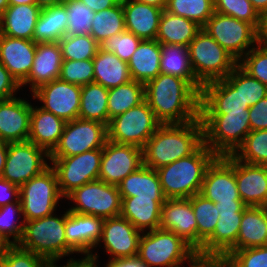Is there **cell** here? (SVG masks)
Returning a JSON list of instances; mask_svg holds the SVG:
<instances>
[{"instance_id": "cell-4", "label": "cell", "mask_w": 267, "mask_h": 267, "mask_svg": "<svg viewBox=\"0 0 267 267\" xmlns=\"http://www.w3.org/2000/svg\"><path fill=\"white\" fill-rule=\"evenodd\" d=\"M62 213V214H61ZM54 212L43 218L25 221L20 248L43 257L49 264L66 260V211Z\"/></svg>"}, {"instance_id": "cell-61", "label": "cell", "mask_w": 267, "mask_h": 267, "mask_svg": "<svg viewBox=\"0 0 267 267\" xmlns=\"http://www.w3.org/2000/svg\"><path fill=\"white\" fill-rule=\"evenodd\" d=\"M7 150H8V143L0 141V177L2 176L4 171Z\"/></svg>"}, {"instance_id": "cell-53", "label": "cell", "mask_w": 267, "mask_h": 267, "mask_svg": "<svg viewBox=\"0 0 267 267\" xmlns=\"http://www.w3.org/2000/svg\"><path fill=\"white\" fill-rule=\"evenodd\" d=\"M0 261L6 267H50V264L43 257L24 250L18 245H12Z\"/></svg>"}, {"instance_id": "cell-43", "label": "cell", "mask_w": 267, "mask_h": 267, "mask_svg": "<svg viewBox=\"0 0 267 267\" xmlns=\"http://www.w3.org/2000/svg\"><path fill=\"white\" fill-rule=\"evenodd\" d=\"M164 10L193 20L201 27L215 12L214 0H167Z\"/></svg>"}, {"instance_id": "cell-14", "label": "cell", "mask_w": 267, "mask_h": 267, "mask_svg": "<svg viewBox=\"0 0 267 267\" xmlns=\"http://www.w3.org/2000/svg\"><path fill=\"white\" fill-rule=\"evenodd\" d=\"M107 140V125L99 121L76 118L66 122L63 134L49 157H68L103 148Z\"/></svg>"}, {"instance_id": "cell-45", "label": "cell", "mask_w": 267, "mask_h": 267, "mask_svg": "<svg viewBox=\"0 0 267 267\" xmlns=\"http://www.w3.org/2000/svg\"><path fill=\"white\" fill-rule=\"evenodd\" d=\"M63 60H89L96 55L100 44L90 35H65L59 41Z\"/></svg>"}, {"instance_id": "cell-27", "label": "cell", "mask_w": 267, "mask_h": 267, "mask_svg": "<svg viewBox=\"0 0 267 267\" xmlns=\"http://www.w3.org/2000/svg\"><path fill=\"white\" fill-rule=\"evenodd\" d=\"M125 29L141 40H156L163 9L134 0H122Z\"/></svg>"}, {"instance_id": "cell-8", "label": "cell", "mask_w": 267, "mask_h": 267, "mask_svg": "<svg viewBox=\"0 0 267 267\" xmlns=\"http://www.w3.org/2000/svg\"><path fill=\"white\" fill-rule=\"evenodd\" d=\"M19 195L25 221L60 211L59 205L64 199L58 187L56 172L51 166L21 185Z\"/></svg>"}, {"instance_id": "cell-42", "label": "cell", "mask_w": 267, "mask_h": 267, "mask_svg": "<svg viewBox=\"0 0 267 267\" xmlns=\"http://www.w3.org/2000/svg\"><path fill=\"white\" fill-rule=\"evenodd\" d=\"M249 106L267 97V86L248 74L239 64L224 78Z\"/></svg>"}, {"instance_id": "cell-36", "label": "cell", "mask_w": 267, "mask_h": 267, "mask_svg": "<svg viewBox=\"0 0 267 267\" xmlns=\"http://www.w3.org/2000/svg\"><path fill=\"white\" fill-rule=\"evenodd\" d=\"M68 15L63 3L41 9L33 40L37 43L58 42L65 36Z\"/></svg>"}, {"instance_id": "cell-33", "label": "cell", "mask_w": 267, "mask_h": 267, "mask_svg": "<svg viewBox=\"0 0 267 267\" xmlns=\"http://www.w3.org/2000/svg\"><path fill=\"white\" fill-rule=\"evenodd\" d=\"M201 29L202 27L195 21L163 10L156 40L160 44H176L188 47Z\"/></svg>"}, {"instance_id": "cell-55", "label": "cell", "mask_w": 267, "mask_h": 267, "mask_svg": "<svg viewBox=\"0 0 267 267\" xmlns=\"http://www.w3.org/2000/svg\"><path fill=\"white\" fill-rule=\"evenodd\" d=\"M248 112L251 131L267 129V97L250 106Z\"/></svg>"}, {"instance_id": "cell-66", "label": "cell", "mask_w": 267, "mask_h": 267, "mask_svg": "<svg viewBox=\"0 0 267 267\" xmlns=\"http://www.w3.org/2000/svg\"><path fill=\"white\" fill-rule=\"evenodd\" d=\"M63 0H36V5L41 9L62 3Z\"/></svg>"}, {"instance_id": "cell-3", "label": "cell", "mask_w": 267, "mask_h": 267, "mask_svg": "<svg viewBox=\"0 0 267 267\" xmlns=\"http://www.w3.org/2000/svg\"><path fill=\"white\" fill-rule=\"evenodd\" d=\"M216 157L203 143L193 154L158 168L165 198H190L200 193L206 170Z\"/></svg>"}, {"instance_id": "cell-28", "label": "cell", "mask_w": 267, "mask_h": 267, "mask_svg": "<svg viewBox=\"0 0 267 267\" xmlns=\"http://www.w3.org/2000/svg\"><path fill=\"white\" fill-rule=\"evenodd\" d=\"M34 104V105H33ZM32 103L28 141L50 153L63 134L66 121Z\"/></svg>"}, {"instance_id": "cell-16", "label": "cell", "mask_w": 267, "mask_h": 267, "mask_svg": "<svg viewBox=\"0 0 267 267\" xmlns=\"http://www.w3.org/2000/svg\"><path fill=\"white\" fill-rule=\"evenodd\" d=\"M141 234L140 230L122 216L104 219L101 239L90 257L99 261V257L101 258L97 252L99 247L104 249V254L106 252L107 261L137 257Z\"/></svg>"}, {"instance_id": "cell-46", "label": "cell", "mask_w": 267, "mask_h": 267, "mask_svg": "<svg viewBox=\"0 0 267 267\" xmlns=\"http://www.w3.org/2000/svg\"><path fill=\"white\" fill-rule=\"evenodd\" d=\"M25 220L20 201L0 207V234L12 245H17L23 235Z\"/></svg>"}, {"instance_id": "cell-62", "label": "cell", "mask_w": 267, "mask_h": 267, "mask_svg": "<svg viewBox=\"0 0 267 267\" xmlns=\"http://www.w3.org/2000/svg\"><path fill=\"white\" fill-rule=\"evenodd\" d=\"M254 9L262 17L267 12V0H249Z\"/></svg>"}, {"instance_id": "cell-48", "label": "cell", "mask_w": 267, "mask_h": 267, "mask_svg": "<svg viewBox=\"0 0 267 267\" xmlns=\"http://www.w3.org/2000/svg\"><path fill=\"white\" fill-rule=\"evenodd\" d=\"M68 15L65 35L89 34L95 12L78 0H63Z\"/></svg>"}, {"instance_id": "cell-9", "label": "cell", "mask_w": 267, "mask_h": 267, "mask_svg": "<svg viewBox=\"0 0 267 267\" xmlns=\"http://www.w3.org/2000/svg\"><path fill=\"white\" fill-rule=\"evenodd\" d=\"M64 201L68 211L93 215L103 219L120 216L122 198L117 185L96 180L82 185L69 193ZM74 203V204H73ZM73 204V205H72Z\"/></svg>"}, {"instance_id": "cell-25", "label": "cell", "mask_w": 267, "mask_h": 267, "mask_svg": "<svg viewBox=\"0 0 267 267\" xmlns=\"http://www.w3.org/2000/svg\"><path fill=\"white\" fill-rule=\"evenodd\" d=\"M250 106L225 79L202 86L200 113H245Z\"/></svg>"}, {"instance_id": "cell-57", "label": "cell", "mask_w": 267, "mask_h": 267, "mask_svg": "<svg viewBox=\"0 0 267 267\" xmlns=\"http://www.w3.org/2000/svg\"><path fill=\"white\" fill-rule=\"evenodd\" d=\"M97 259L90 256H79L78 258L66 259L65 264H57V262L50 264V267H101Z\"/></svg>"}, {"instance_id": "cell-49", "label": "cell", "mask_w": 267, "mask_h": 267, "mask_svg": "<svg viewBox=\"0 0 267 267\" xmlns=\"http://www.w3.org/2000/svg\"><path fill=\"white\" fill-rule=\"evenodd\" d=\"M59 79L80 86L94 82V65L89 60H63Z\"/></svg>"}, {"instance_id": "cell-71", "label": "cell", "mask_w": 267, "mask_h": 267, "mask_svg": "<svg viewBox=\"0 0 267 267\" xmlns=\"http://www.w3.org/2000/svg\"><path fill=\"white\" fill-rule=\"evenodd\" d=\"M0 267H6V266L0 261Z\"/></svg>"}, {"instance_id": "cell-35", "label": "cell", "mask_w": 267, "mask_h": 267, "mask_svg": "<svg viewBox=\"0 0 267 267\" xmlns=\"http://www.w3.org/2000/svg\"><path fill=\"white\" fill-rule=\"evenodd\" d=\"M117 186L121 198H165L157 171L144 165L129 174Z\"/></svg>"}, {"instance_id": "cell-10", "label": "cell", "mask_w": 267, "mask_h": 267, "mask_svg": "<svg viewBox=\"0 0 267 267\" xmlns=\"http://www.w3.org/2000/svg\"><path fill=\"white\" fill-rule=\"evenodd\" d=\"M160 125L153 110L144 100L139 105L110 120L107 126L108 140L143 149Z\"/></svg>"}, {"instance_id": "cell-56", "label": "cell", "mask_w": 267, "mask_h": 267, "mask_svg": "<svg viewBox=\"0 0 267 267\" xmlns=\"http://www.w3.org/2000/svg\"><path fill=\"white\" fill-rule=\"evenodd\" d=\"M19 186L0 177V207L19 199Z\"/></svg>"}, {"instance_id": "cell-47", "label": "cell", "mask_w": 267, "mask_h": 267, "mask_svg": "<svg viewBox=\"0 0 267 267\" xmlns=\"http://www.w3.org/2000/svg\"><path fill=\"white\" fill-rule=\"evenodd\" d=\"M214 11L252 24L261 29L262 17L249 0H214Z\"/></svg>"}, {"instance_id": "cell-32", "label": "cell", "mask_w": 267, "mask_h": 267, "mask_svg": "<svg viewBox=\"0 0 267 267\" xmlns=\"http://www.w3.org/2000/svg\"><path fill=\"white\" fill-rule=\"evenodd\" d=\"M92 61L94 83L111 89L132 80L128 62L121 60L114 53L105 52L99 48Z\"/></svg>"}, {"instance_id": "cell-18", "label": "cell", "mask_w": 267, "mask_h": 267, "mask_svg": "<svg viewBox=\"0 0 267 267\" xmlns=\"http://www.w3.org/2000/svg\"><path fill=\"white\" fill-rule=\"evenodd\" d=\"M143 165V150L134 145L118 144L107 140L102 148L98 180L118 185L129 174Z\"/></svg>"}, {"instance_id": "cell-21", "label": "cell", "mask_w": 267, "mask_h": 267, "mask_svg": "<svg viewBox=\"0 0 267 267\" xmlns=\"http://www.w3.org/2000/svg\"><path fill=\"white\" fill-rule=\"evenodd\" d=\"M32 102L26 96L0 100V141H28Z\"/></svg>"}, {"instance_id": "cell-13", "label": "cell", "mask_w": 267, "mask_h": 267, "mask_svg": "<svg viewBox=\"0 0 267 267\" xmlns=\"http://www.w3.org/2000/svg\"><path fill=\"white\" fill-rule=\"evenodd\" d=\"M102 148L68 157H49L55 170L58 187L65 198L74 189L99 178Z\"/></svg>"}, {"instance_id": "cell-6", "label": "cell", "mask_w": 267, "mask_h": 267, "mask_svg": "<svg viewBox=\"0 0 267 267\" xmlns=\"http://www.w3.org/2000/svg\"><path fill=\"white\" fill-rule=\"evenodd\" d=\"M204 144L217 156L233 154L251 131L249 112L200 113Z\"/></svg>"}, {"instance_id": "cell-60", "label": "cell", "mask_w": 267, "mask_h": 267, "mask_svg": "<svg viewBox=\"0 0 267 267\" xmlns=\"http://www.w3.org/2000/svg\"><path fill=\"white\" fill-rule=\"evenodd\" d=\"M194 267H227L222 261L206 260L197 257L194 260Z\"/></svg>"}, {"instance_id": "cell-31", "label": "cell", "mask_w": 267, "mask_h": 267, "mask_svg": "<svg viewBox=\"0 0 267 267\" xmlns=\"http://www.w3.org/2000/svg\"><path fill=\"white\" fill-rule=\"evenodd\" d=\"M161 44L142 40L128 61L131 79L146 84L160 73Z\"/></svg>"}, {"instance_id": "cell-70", "label": "cell", "mask_w": 267, "mask_h": 267, "mask_svg": "<svg viewBox=\"0 0 267 267\" xmlns=\"http://www.w3.org/2000/svg\"><path fill=\"white\" fill-rule=\"evenodd\" d=\"M183 267H185V266H183ZM186 267H194V261L192 263L188 264V266H186Z\"/></svg>"}, {"instance_id": "cell-69", "label": "cell", "mask_w": 267, "mask_h": 267, "mask_svg": "<svg viewBox=\"0 0 267 267\" xmlns=\"http://www.w3.org/2000/svg\"><path fill=\"white\" fill-rule=\"evenodd\" d=\"M264 208V210L267 212V200L265 202V204L262 206Z\"/></svg>"}, {"instance_id": "cell-19", "label": "cell", "mask_w": 267, "mask_h": 267, "mask_svg": "<svg viewBox=\"0 0 267 267\" xmlns=\"http://www.w3.org/2000/svg\"><path fill=\"white\" fill-rule=\"evenodd\" d=\"M200 194L214 203L243 202L234 172V156H217L208 166Z\"/></svg>"}, {"instance_id": "cell-30", "label": "cell", "mask_w": 267, "mask_h": 267, "mask_svg": "<svg viewBox=\"0 0 267 267\" xmlns=\"http://www.w3.org/2000/svg\"><path fill=\"white\" fill-rule=\"evenodd\" d=\"M40 13L41 8L36 4L9 5L0 15V34L33 40Z\"/></svg>"}, {"instance_id": "cell-20", "label": "cell", "mask_w": 267, "mask_h": 267, "mask_svg": "<svg viewBox=\"0 0 267 267\" xmlns=\"http://www.w3.org/2000/svg\"><path fill=\"white\" fill-rule=\"evenodd\" d=\"M103 222V218L77 214L66 209L67 259L92 254L101 239Z\"/></svg>"}, {"instance_id": "cell-59", "label": "cell", "mask_w": 267, "mask_h": 267, "mask_svg": "<svg viewBox=\"0 0 267 267\" xmlns=\"http://www.w3.org/2000/svg\"><path fill=\"white\" fill-rule=\"evenodd\" d=\"M84 3L93 12L102 11L116 6L121 0H78Z\"/></svg>"}, {"instance_id": "cell-24", "label": "cell", "mask_w": 267, "mask_h": 267, "mask_svg": "<svg viewBox=\"0 0 267 267\" xmlns=\"http://www.w3.org/2000/svg\"><path fill=\"white\" fill-rule=\"evenodd\" d=\"M37 42L0 34V62L21 84L29 75Z\"/></svg>"}, {"instance_id": "cell-65", "label": "cell", "mask_w": 267, "mask_h": 267, "mask_svg": "<svg viewBox=\"0 0 267 267\" xmlns=\"http://www.w3.org/2000/svg\"><path fill=\"white\" fill-rule=\"evenodd\" d=\"M140 3H144V4H149V5H153L156 7H159L161 9H165L167 0H134Z\"/></svg>"}, {"instance_id": "cell-2", "label": "cell", "mask_w": 267, "mask_h": 267, "mask_svg": "<svg viewBox=\"0 0 267 267\" xmlns=\"http://www.w3.org/2000/svg\"><path fill=\"white\" fill-rule=\"evenodd\" d=\"M204 143L200 117L183 124H161L143 150V165L157 170L193 154Z\"/></svg>"}, {"instance_id": "cell-64", "label": "cell", "mask_w": 267, "mask_h": 267, "mask_svg": "<svg viewBox=\"0 0 267 267\" xmlns=\"http://www.w3.org/2000/svg\"><path fill=\"white\" fill-rule=\"evenodd\" d=\"M12 246V244L0 234V259L7 252V250Z\"/></svg>"}, {"instance_id": "cell-40", "label": "cell", "mask_w": 267, "mask_h": 267, "mask_svg": "<svg viewBox=\"0 0 267 267\" xmlns=\"http://www.w3.org/2000/svg\"><path fill=\"white\" fill-rule=\"evenodd\" d=\"M125 20L122 0L113 7L95 12L89 34L101 44L106 38L124 32Z\"/></svg>"}, {"instance_id": "cell-29", "label": "cell", "mask_w": 267, "mask_h": 267, "mask_svg": "<svg viewBox=\"0 0 267 267\" xmlns=\"http://www.w3.org/2000/svg\"><path fill=\"white\" fill-rule=\"evenodd\" d=\"M166 198H122L120 216L129 220L141 232L158 229L161 209Z\"/></svg>"}, {"instance_id": "cell-41", "label": "cell", "mask_w": 267, "mask_h": 267, "mask_svg": "<svg viewBox=\"0 0 267 267\" xmlns=\"http://www.w3.org/2000/svg\"><path fill=\"white\" fill-rule=\"evenodd\" d=\"M197 221V252L202 248L203 243L213 234L219 211L215 203L205 198L200 193L189 198Z\"/></svg>"}, {"instance_id": "cell-67", "label": "cell", "mask_w": 267, "mask_h": 267, "mask_svg": "<svg viewBox=\"0 0 267 267\" xmlns=\"http://www.w3.org/2000/svg\"><path fill=\"white\" fill-rule=\"evenodd\" d=\"M36 4V0H9V5Z\"/></svg>"}, {"instance_id": "cell-38", "label": "cell", "mask_w": 267, "mask_h": 267, "mask_svg": "<svg viewBox=\"0 0 267 267\" xmlns=\"http://www.w3.org/2000/svg\"><path fill=\"white\" fill-rule=\"evenodd\" d=\"M145 100V84L130 80L118 87L108 89V125L115 118Z\"/></svg>"}, {"instance_id": "cell-39", "label": "cell", "mask_w": 267, "mask_h": 267, "mask_svg": "<svg viewBox=\"0 0 267 267\" xmlns=\"http://www.w3.org/2000/svg\"><path fill=\"white\" fill-rule=\"evenodd\" d=\"M108 89L97 83L81 86L78 118L99 121L108 126Z\"/></svg>"}, {"instance_id": "cell-22", "label": "cell", "mask_w": 267, "mask_h": 267, "mask_svg": "<svg viewBox=\"0 0 267 267\" xmlns=\"http://www.w3.org/2000/svg\"><path fill=\"white\" fill-rule=\"evenodd\" d=\"M159 228L175 233L197 252V221L189 198L166 199Z\"/></svg>"}, {"instance_id": "cell-11", "label": "cell", "mask_w": 267, "mask_h": 267, "mask_svg": "<svg viewBox=\"0 0 267 267\" xmlns=\"http://www.w3.org/2000/svg\"><path fill=\"white\" fill-rule=\"evenodd\" d=\"M219 218L213 234L203 243L197 256L206 260L222 261L236 250V242L243 211L248 207L244 202L215 203Z\"/></svg>"}, {"instance_id": "cell-15", "label": "cell", "mask_w": 267, "mask_h": 267, "mask_svg": "<svg viewBox=\"0 0 267 267\" xmlns=\"http://www.w3.org/2000/svg\"><path fill=\"white\" fill-rule=\"evenodd\" d=\"M50 166L49 153L30 141L10 142L2 178L21 186Z\"/></svg>"}, {"instance_id": "cell-23", "label": "cell", "mask_w": 267, "mask_h": 267, "mask_svg": "<svg viewBox=\"0 0 267 267\" xmlns=\"http://www.w3.org/2000/svg\"><path fill=\"white\" fill-rule=\"evenodd\" d=\"M62 62L59 42L37 43L31 71L20 84L22 91L28 87L31 94L39 86L59 79Z\"/></svg>"}, {"instance_id": "cell-17", "label": "cell", "mask_w": 267, "mask_h": 267, "mask_svg": "<svg viewBox=\"0 0 267 267\" xmlns=\"http://www.w3.org/2000/svg\"><path fill=\"white\" fill-rule=\"evenodd\" d=\"M33 101L39 102L40 108L55 116L72 121L79 116L81 86L60 79L39 86L31 94Z\"/></svg>"}, {"instance_id": "cell-7", "label": "cell", "mask_w": 267, "mask_h": 267, "mask_svg": "<svg viewBox=\"0 0 267 267\" xmlns=\"http://www.w3.org/2000/svg\"><path fill=\"white\" fill-rule=\"evenodd\" d=\"M187 48L193 72L202 86L226 78L238 64L204 29L196 34Z\"/></svg>"}, {"instance_id": "cell-63", "label": "cell", "mask_w": 267, "mask_h": 267, "mask_svg": "<svg viewBox=\"0 0 267 267\" xmlns=\"http://www.w3.org/2000/svg\"><path fill=\"white\" fill-rule=\"evenodd\" d=\"M259 35L261 41L267 46V12L262 16V24Z\"/></svg>"}, {"instance_id": "cell-54", "label": "cell", "mask_w": 267, "mask_h": 267, "mask_svg": "<svg viewBox=\"0 0 267 267\" xmlns=\"http://www.w3.org/2000/svg\"><path fill=\"white\" fill-rule=\"evenodd\" d=\"M21 86L18 81L10 74V72L0 62V100L10 99L20 91Z\"/></svg>"}, {"instance_id": "cell-44", "label": "cell", "mask_w": 267, "mask_h": 267, "mask_svg": "<svg viewBox=\"0 0 267 267\" xmlns=\"http://www.w3.org/2000/svg\"><path fill=\"white\" fill-rule=\"evenodd\" d=\"M232 155L241 162L267 165V129L250 131Z\"/></svg>"}, {"instance_id": "cell-37", "label": "cell", "mask_w": 267, "mask_h": 267, "mask_svg": "<svg viewBox=\"0 0 267 267\" xmlns=\"http://www.w3.org/2000/svg\"><path fill=\"white\" fill-rule=\"evenodd\" d=\"M160 70L189 81L199 92L202 85L193 72L187 46L176 44H161Z\"/></svg>"}, {"instance_id": "cell-50", "label": "cell", "mask_w": 267, "mask_h": 267, "mask_svg": "<svg viewBox=\"0 0 267 267\" xmlns=\"http://www.w3.org/2000/svg\"><path fill=\"white\" fill-rule=\"evenodd\" d=\"M238 64L252 77L267 86V46L260 41Z\"/></svg>"}, {"instance_id": "cell-68", "label": "cell", "mask_w": 267, "mask_h": 267, "mask_svg": "<svg viewBox=\"0 0 267 267\" xmlns=\"http://www.w3.org/2000/svg\"><path fill=\"white\" fill-rule=\"evenodd\" d=\"M9 6V0H0V15L6 10Z\"/></svg>"}, {"instance_id": "cell-34", "label": "cell", "mask_w": 267, "mask_h": 267, "mask_svg": "<svg viewBox=\"0 0 267 267\" xmlns=\"http://www.w3.org/2000/svg\"><path fill=\"white\" fill-rule=\"evenodd\" d=\"M267 245V212L263 207L248 206L243 211L236 250Z\"/></svg>"}, {"instance_id": "cell-12", "label": "cell", "mask_w": 267, "mask_h": 267, "mask_svg": "<svg viewBox=\"0 0 267 267\" xmlns=\"http://www.w3.org/2000/svg\"><path fill=\"white\" fill-rule=\"evenodd\" d=\"M202 29L237 61L261 41L259 31L252 24L217 12Z\"/></svg>"}, {"instance_id": "cell-5", "label": "cell", "mask_w": 267, "mask_h": 267, "mask_svg": "<svg viewBox=\"0 0 267 267\" xmlns=\"http://www.w3.org/2000/svg\"><path fill=\"white\" fill-rule=\"evenodd\" d=\"M137 257L147 267H183L192 263L198 256L181 237L158 228L142 232Z\"/></svg>"}, {"instance_id": "cell-26", "label": "cell", "mask_w": 267, "mask_h": 267, "mask_svg": "<svg viewBox=\"0 0 267 267\" xmlns=\"http://www.w3.org/2000/svg\"><path fill=\"white\" fill-rule=\"evenodd\" d=\"M234 172L241 200L262 207L267 200V165L241 162L234 157Z\"/></svg>"}, {"instance_id": "cell-52", "label": "cell", "mask_w": 267, "mask_h": 267, "mask_svg": "<svg viewBox=\"0 0 267 267\" xmlns=\"http://www.w3.org/2000/svg\"><path fill=\"white\" fill-rule=\"evenodd\" d=\"M142 40L129 31H124L106 38L99 45L105 52L114 53L121 60L128 62Z\"/></svg>"}, {"instance_id": "cell-51", "label": "cell", "mask_w": 267, "mask_h": 267, "mask_svg": "<svg viewBox=\"0 0 267 267\" xmlns=\"http://www.w3.org/2000/svg\"><path fill=\"white\" fill-rule=\"evenodd\" d=\"M222 262L227 267H267V245L234 250Z\"/></svg>"}, {"instance_id": "cell-1", "label": "cell", "mask_w": 267, "mask_h": 267, "mask_svg": "<svg viewBox=\"0 0 267 267\" xmlns=\"http://www.w3.org/2000/svg\"><path fill=\"white\" fill-rule=\"evenodd\" d=\"M145 100L161 124L192 122L200 115V92L170 74L160 73L145 84Z\"/></svg>"}, {"instance_id": "cell-58", "label": "cell", "mask_w": 267, "mask_h": 267, "mask_svg": "<svg viewBox=\"0 0 267 267\" xmlns=\"http://www.w3.org/2000/svg\"><path fill=\"white\" fill-rule=\"evenodd\" d=\"M106 262V264L104 262V267H147L146 264L142 262L138 257L120 258Z\"/></svg>"}]
</instances>
